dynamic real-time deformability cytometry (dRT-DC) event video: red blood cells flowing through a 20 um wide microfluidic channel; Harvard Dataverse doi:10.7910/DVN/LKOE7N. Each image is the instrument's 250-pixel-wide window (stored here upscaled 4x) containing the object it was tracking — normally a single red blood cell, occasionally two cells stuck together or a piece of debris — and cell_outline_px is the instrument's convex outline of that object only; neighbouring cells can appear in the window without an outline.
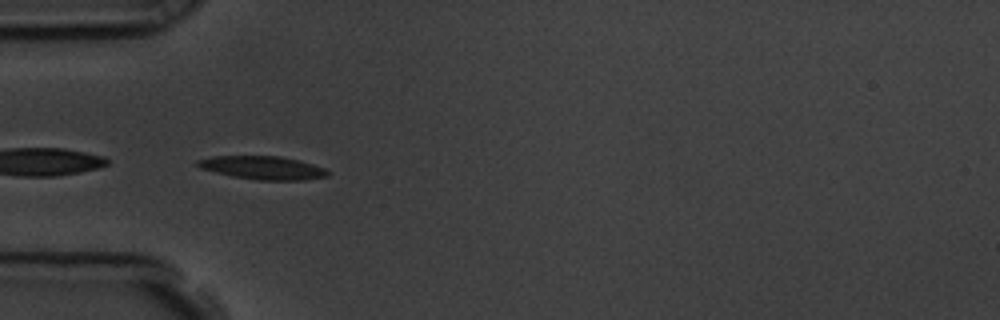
{"species": "common noctule bat (a hibernating species)", "species_latin": "Nyctalus noctula", "temperature_condition": "room temperature", "stored_images_in_passage": 38, "camera_frame_rate_fps": 3000, "um_per_image_px": 0.085, "animal": {"sex": "male", "body_mass_g": 19.5, "forearm_length_mm": 54.6}, "frame": {"image": 1, "passage_image": 1, "time_ms": 0.0, "image_size_px": [1000, 320], "cell_outline_px": [[328, 176], [304, 180], [256, 180], [232, 176], [200, 168], [196, 164], [196, 160], [212, 156], [280, 156], [300, 160], [324, 168], [328, 172]], "centroid_in_image_um": [22.32, 14.25], "position_along_channel_um": 62.7, "area_um2": 17.63}}
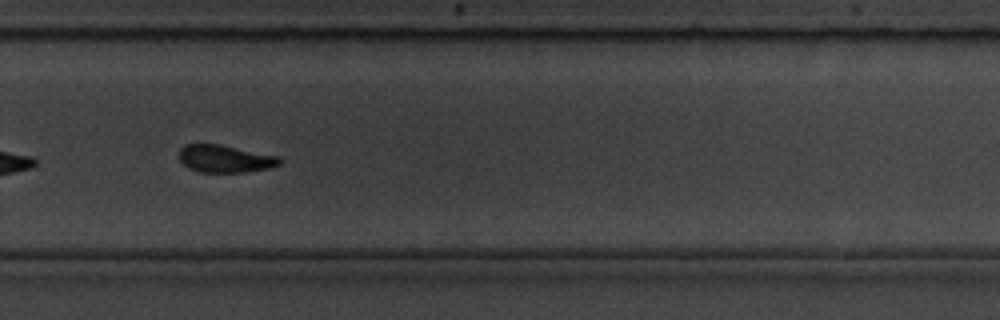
{"frame": {"image": 2, "passage_image": 22, "time_ms": 7.0, "image_size_px": [1000, 320], "cell_outline_px": [[284, 160], [280, 164], [268, 168], [248, 172], [200, 172], [188, 168], [176, 156], [180, 148], [184, 144], [220, 144], [280, 156]], "centroid_in_image_um": [19.12, 13.48], "position_along_channel_um": 310.7, "area_um2": 16.42}, "authors_computed_cell_mechanics": {"area_um2": 17.0221, "velocity_mm_per_s": 3.5755, "shape_relaxation_time_tau1_ms": 3.9299, "shape_relaxation_time_tau2_ms": 2.5136, "deformation_change_tau1": 0.1241, "deformation_change_tau2": 0.0895}}